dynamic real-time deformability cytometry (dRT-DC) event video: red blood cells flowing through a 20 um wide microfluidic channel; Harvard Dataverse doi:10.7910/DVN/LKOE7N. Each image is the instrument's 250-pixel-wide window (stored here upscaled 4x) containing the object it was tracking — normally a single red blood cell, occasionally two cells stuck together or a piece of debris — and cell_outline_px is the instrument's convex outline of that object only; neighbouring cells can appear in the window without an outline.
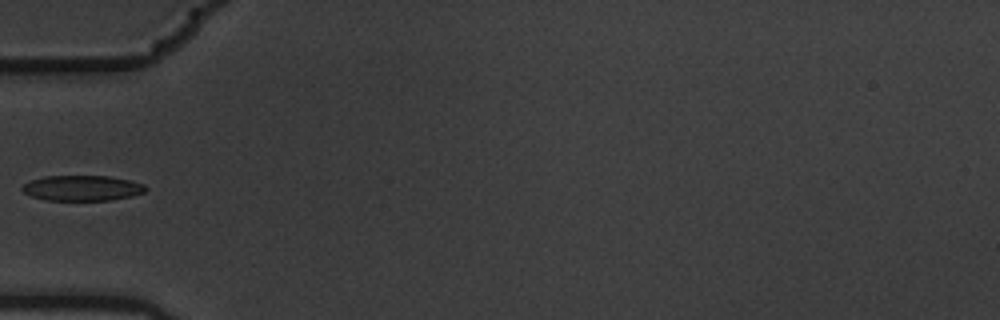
{"species": "common noctule bat (a hibernating species)", "species_latin": "Nyctalus noctula", "temperature_condition": "warm", "stored_images_in_passage": 8, "camera_frame_rate_fps": 3000, "um_per_image_px": 0.085, "animal": {"sex": "male", "body_mass_g": 19.5, "forearm_length_mm": 54.6}, "frame": {"image": 1, "passage_image": 6, "time_ms": 1.667, "image_size_px": [1000, 320], "cell_outline_px": [[148, 188], [144, 192], [132, 196], [112, 200], [44, 200], [32, 196], [24, 192], [20, 188], [24, 184], [32, 180], [44, 176], [108, 176], [128, 180], [144, 184]], "centroid_in_image_um": [6.99, 15.99], "position_along_channel_um": 78.0, "area_um2": 18.21}}
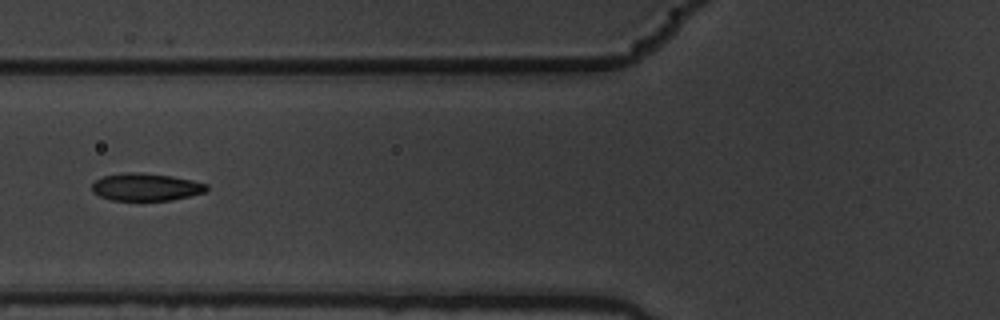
{"frame": {"image": 2, "passage_image": 7, "time_ms": 2.0, "image_size_px": [1000, 320], "cell_outline_px": [[208, 188], [204, 192], [172, 200], [112, 200], [100, 196], [92, 192], [92, 184], [96, 180], [104, 176], [128, 172], [132, 172], [172, 176], [192, 180], [208, 184]], "centroid_in_image_um": [12.4, 15.9], "position_along_channel_um": 113.4, "area_um2": 18.15}}
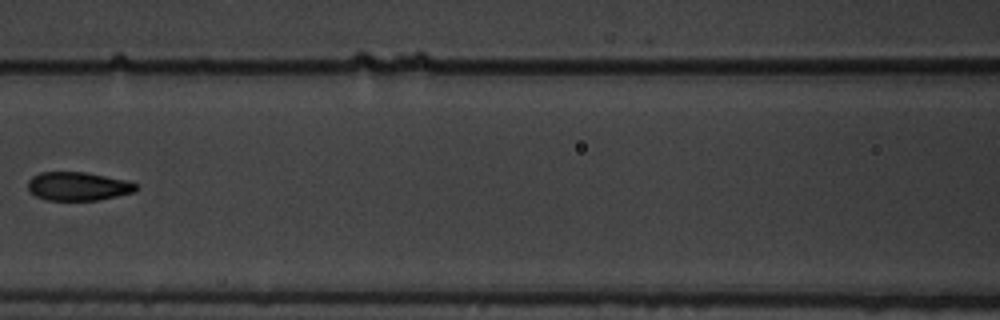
{"frame": {"image": 3, "passage_image": 8, "time_ms": 2.333, "image_size_px": [1000, 320], "cell_outline_px": [[136, 188], [132, 192], [100, 200], [44, 200], [28, 192], [28, 180], [32, 176], [40, 172], [88, 172], [124, 180], [136, 184]], "centroid_in_image_um": [6.56, 15.83], "position_along_channel_um": 160.0, "area_um2": 17.98}}